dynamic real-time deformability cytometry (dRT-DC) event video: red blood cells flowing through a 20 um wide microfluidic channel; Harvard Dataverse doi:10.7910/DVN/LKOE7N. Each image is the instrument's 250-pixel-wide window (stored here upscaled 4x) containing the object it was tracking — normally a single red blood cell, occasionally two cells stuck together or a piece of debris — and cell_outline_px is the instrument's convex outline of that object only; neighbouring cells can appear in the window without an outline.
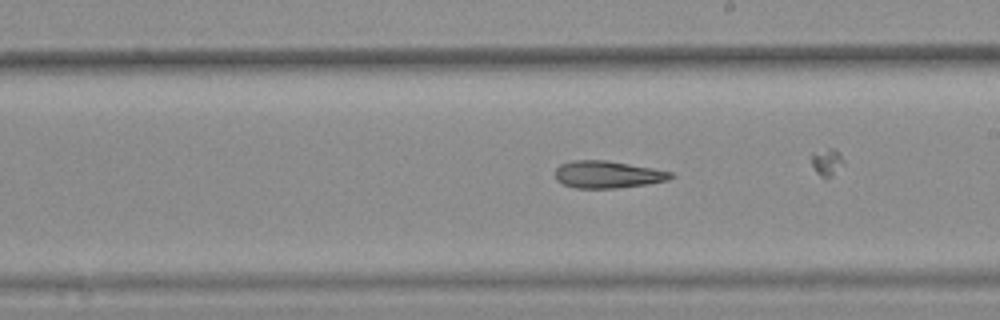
{"species": "common noctule bat (a hibernating species)", "species_latin": "Nyctalus noctula", "temperature_condition": "warm", "stored_images_in_passage": 15, "camera_frame_rate_fps": 3000, "um_per_image_px": 0.085, "animal": {"sex": "female", "body_mass_g": 25.1}, "frame": {"image": 1, "passage_image": 11, "time_ms": 3.333, "image_size_px": [1000, 320], "cell_outline_px": [[676, 176], [668, 180], [648, 184], [616, 188], [576, 188], [564, 184], [556, 180], [556, 168], [560, 164], [572, 160], [604, 160], [652, 168], [672, 172]], "centroid_in_image_um": [51.66, 14.83], "position_along_channel_um": 237.3, "area_um2": 18.26}}
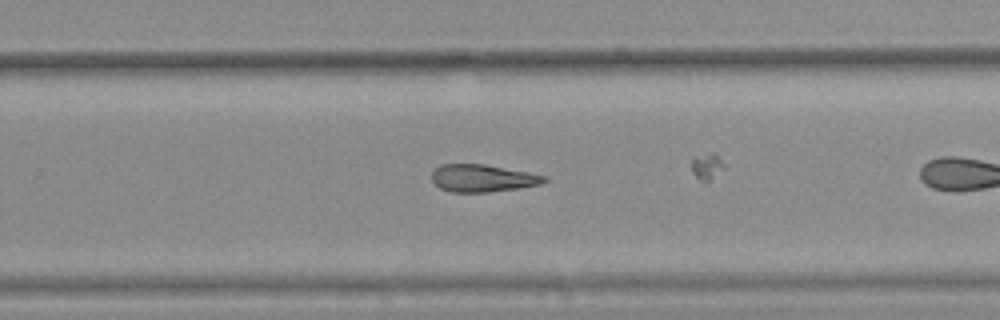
{"frame": {"image": 2, "passage_image": 15, "time_ms": 4.667, "image_size_px": [1000, 320], "cell_outline_px": [[548, 180], [540, 184], [516, 188], [488, 192], [452, 192], [440, 188], [432, 180], [432, 172], [440, 164], [484, 164], [528, 172], [548, 176]], "centroid_in_image_um": [41.02, 15.14], "position_along_channel_um": 288.8, "area_um2": 17.86}}